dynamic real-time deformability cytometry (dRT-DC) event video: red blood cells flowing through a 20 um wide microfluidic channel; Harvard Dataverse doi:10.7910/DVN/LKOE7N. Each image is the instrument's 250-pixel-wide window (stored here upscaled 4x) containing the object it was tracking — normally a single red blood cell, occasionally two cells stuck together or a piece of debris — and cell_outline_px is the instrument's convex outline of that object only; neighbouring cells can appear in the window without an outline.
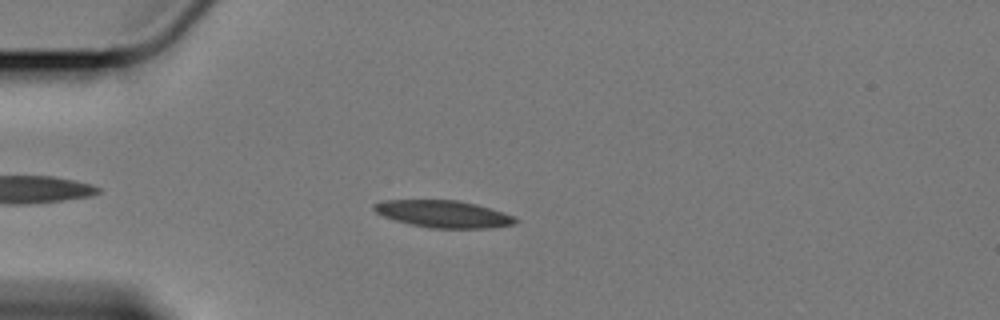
{"species": "Egyptian fruit bat (a non-hibernating species)", "species_latin": "Rousettus aegyptiacus", "temperature_condition": "cold", "stored_images_in_passage": 50, "camera_frame_rate_fps": 3000, "um_per_image_px": 0.085, "animal": {"sex": "female"}, "frame": {"image": 1, "passage_image": 7, "time_ms": 2.0, "image_size_px": [1000, 320], "cell_outline_px": [[520, 220], [516, 224], [492, 228], [428, 228], [396, 220], [384, 216], [376, 212], [372, 208], [372, 204], [384, 200], [456, 200], [476, 204], [504, 212]], "centroid_in_image_um": [37.72, 18.19], "position_along_channel_um": 47.3, "area_um2": 22.37}}
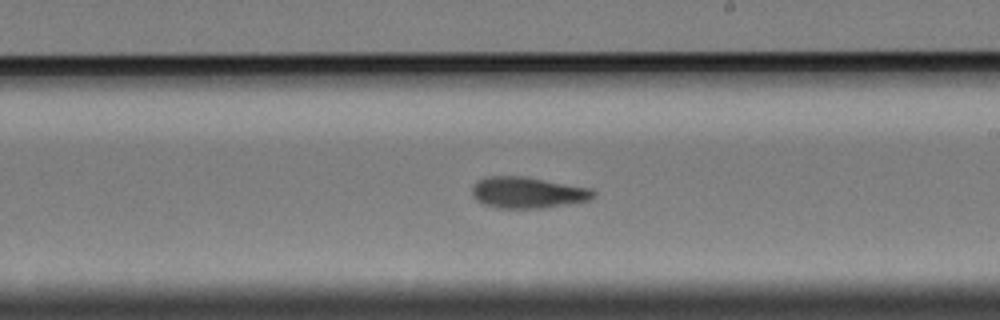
{"frame": {"image": 2, "passage_image": 26, "time_ms": 8.333, "image_size_px": [1000, 320], "cell_outline_px": [[596, 196], [588, 200], [544, 208], [496, 208], [484, 204], [476, 200], [472, 196], [472, 184], [476, 180], [488, 176], [524, 176], [592, 188], [596, 192]], "centroid_in_image_um": [44.83, 16.36], "position_along_channel_um": 244.2, "area_um2": 22.31}}
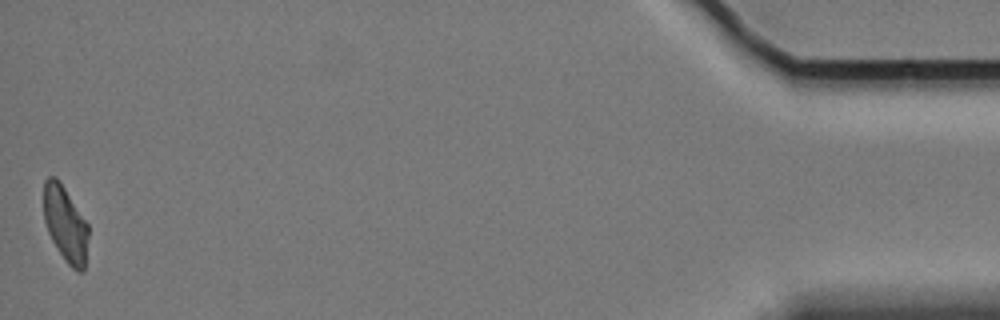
{"frame": {"image": 3, "passage_image": 50, "time_ms": 16.333, "image_size_px": [1000, 320], "cell_outline_px": [[88, 236], [84, 272], [76, 272], [64, 260], [52, 240], [48, 232], [44, 220], [44, 180], [48, 176], [56, 176], [60, 180], [88, 224]], "centroid_in_image_um": [5.56, 19.03], "position_along_channel_um": 429.6, "area_um2": 19.83}, "authors_computed_cell_mechanics": {"area_um2": 21.7328, "velocity_mm_per_s": 3.3926, "shape_relaxation_time_tau1_ms": null, "shape_relaxation_time_tau2_ms": 5.4999, "deformation_change_tau1": null, "deformation_change_tau2": 0.1111}}